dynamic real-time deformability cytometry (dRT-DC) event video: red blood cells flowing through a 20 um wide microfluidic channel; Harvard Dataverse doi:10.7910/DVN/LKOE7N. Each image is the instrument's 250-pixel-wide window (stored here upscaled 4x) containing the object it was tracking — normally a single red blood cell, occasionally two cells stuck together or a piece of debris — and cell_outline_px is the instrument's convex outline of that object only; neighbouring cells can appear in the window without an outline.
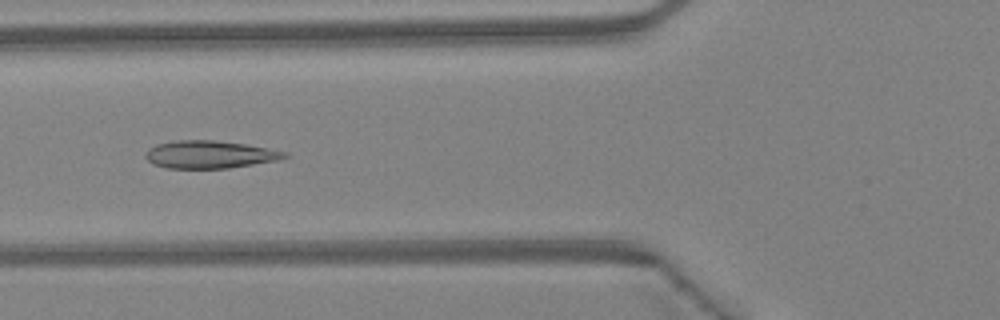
{"species": "Egyptian fruit bat (a non-hibernating species)", "species_latin": "Rousettus aegyptiacus", "temperature_condition": "warm", "stored_images_in_passage": 46, "camera_frame_rate_fps": 3000, "um_per_image_px": 0.085, "animal": {"sex": "female"}, "frame": {"image": 1, "passage_image": 18, "time_ms": 5.667, "image_size_px": [1000, 320], "cell_outline_px": [[288, 156], [280, 160], [228, 168], [164, 168], [152, 164], [144, 156], [148, 148], [156, 144], [176, 140], [216, 140], [244, 144], [288, 152]], "centroid_in_image_um": [17.8, 13.13], "position_along_channel_um": 108.0, "area_um2": 22.48}}
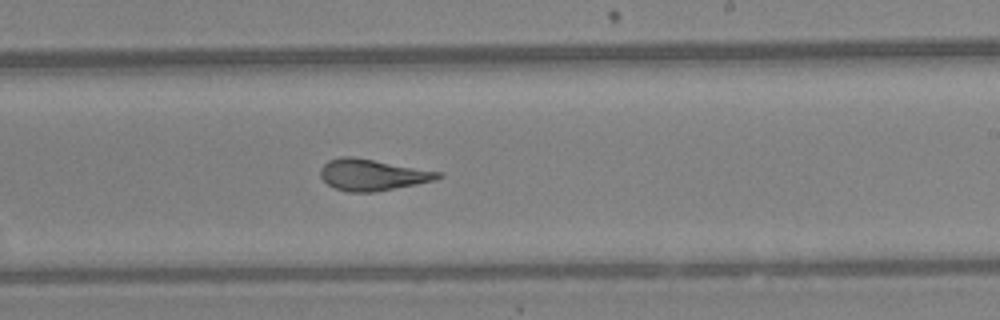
{"frame": {"image": 2, "passage_image": 28, "time_ms": 9.0, "image_size_px": [1000, 320], "cell_outline_px": [[444, 176], [436, 180], [416, 184], [372, 192], [348, 192], [336, 188], [328, 184], [320, 176], [320, 168], [328, 160], [340, 156], [352, 156], [444, 172]], "centroid_in_image_um": [31.67, 14.84], "position_along_channel_um": 257.3, "area_um2": 21.56}}
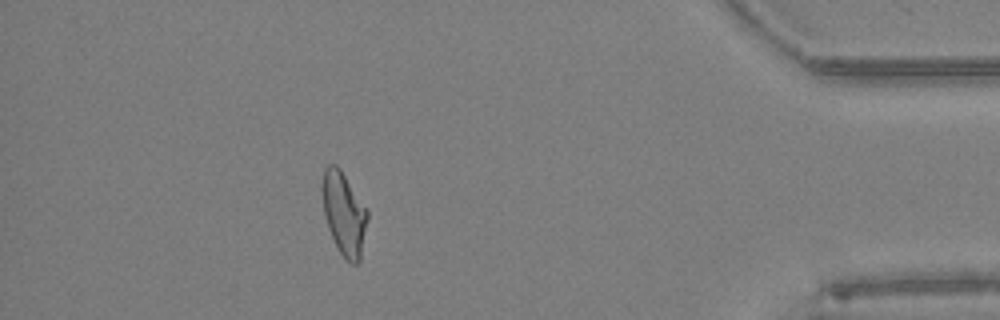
{"frame": {"image": 3, "passage_image": 41, "time_ms": 13.333, "image_size_px": [1000, 320], "cell_outline_px": [[368, 220], [360, 260], [356, 264], [352, 264], [340, 252], [328, 228], [324, 212], [320, 188], [320, 184], [324, 168], [328, 164], [336, 164], [340, 168], [368, 212]], "centroid_in_image_um": [29.21, 18.11], "position_along_channel_um": 406.0, "area_um2": 21.79}, "authors_computed_cell_mechanics": {"area_um2": 22.3108, "velocity_mm_per_s": 4.4998, "shape_relaxation_time_tau1_ms": null, "shape_relaxation_time_tau2_ms": 1.2926, "deformation_change_tau1": null, "deformation_change_tau2": 0.0824}}